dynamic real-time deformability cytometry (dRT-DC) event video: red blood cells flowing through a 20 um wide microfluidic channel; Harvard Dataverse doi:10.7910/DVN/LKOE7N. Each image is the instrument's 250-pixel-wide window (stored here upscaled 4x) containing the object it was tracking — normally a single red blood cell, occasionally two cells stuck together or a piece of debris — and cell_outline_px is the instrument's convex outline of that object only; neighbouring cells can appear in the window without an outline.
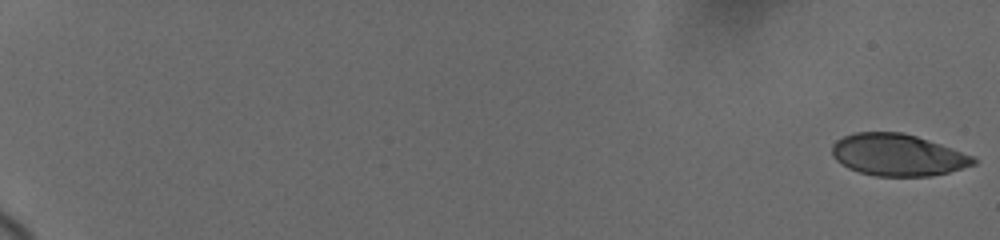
{"species": "human", "species_latin": "Homo sapiens", "temperature_condition": "cold", "stored_images_in_passage": 7, "camera_frame_rate_fps": 3000, "um_per_image_px": 0.085, "donor": {"sex": "female"}, "frame": {"image": 1, "passage_image": 1, "time_ms": 0.0, "image_size_px": [1000, 240], "cell_outline_px": [[976, 164], [948, 172], [932, 176], [876, 176], [860, 172], [848, 168], [836, 160], [832, 156], [832, 144], [836, 140], [844, 136], [856, 132], [904, 132], [976, 156]], "centroid_in_image_um": [76.31, 13.17], "position_along_channel_um": 8.7, "area_um2": 34.56}}